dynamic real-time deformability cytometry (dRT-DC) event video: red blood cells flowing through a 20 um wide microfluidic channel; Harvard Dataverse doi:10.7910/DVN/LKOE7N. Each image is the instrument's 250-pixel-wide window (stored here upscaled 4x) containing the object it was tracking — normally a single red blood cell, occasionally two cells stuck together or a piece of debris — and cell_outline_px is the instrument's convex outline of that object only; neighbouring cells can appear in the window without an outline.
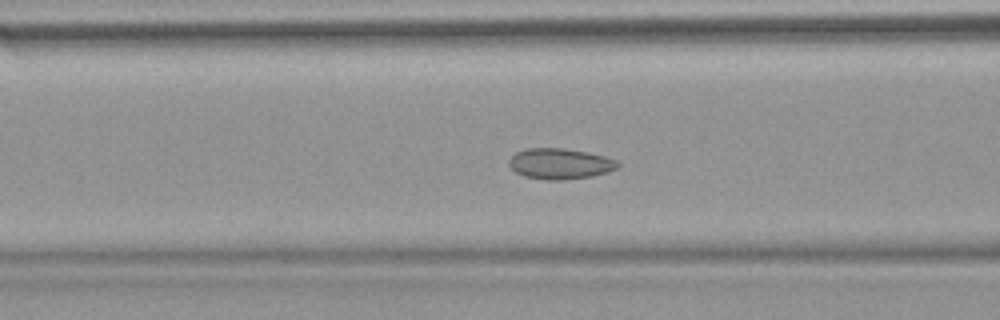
{"species": "common noctule bat (a hibernating species)", "species_latin": "Nyctalus noctula", "temperature_condition": "warm", "stored_images_in_passage": 54, "camera_frame_rate_fps": 3000, "um_per_image_px": 0.085, "animal": {"sex": "female", "body_mass_g": 18.4}, "frame": {"image": 1, "passage_image": 22, "time_ms": 7.0, "image_size_px": [1000, 320], "cell_outline_px": [[620, 164], [616, 168], [608, 172], [592, 176], [560, 180], [548, 180], [524, 176], [516, 172], [508, 164], [508, 160], [516, 152], [524, 148], [564, 148], [588, 152], [604, 156], [616, 160]], "centroid_in_image_um": [47.58, 13.91], "position_along_channel_um": 119.0, "area_um2": 19.48}}
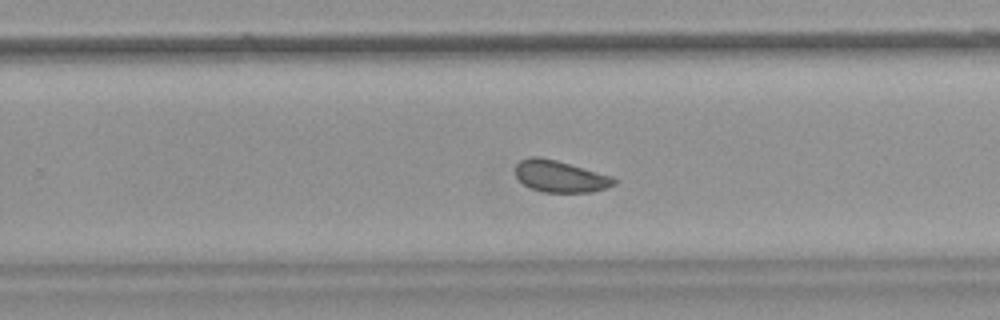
{"frame": {"image": 2, "passage_image": 35, "time_ms": 11.333, "image_size_px": [1000, 320], "cell_outline_px": [[616, 184], [608, 188], [592, 192], [544, 192], [532, 188], [524, 184], [516, 176], [516, 164], [520, 160], [532, 156], [540, 156], [556, 160], [612, 176], [616, 180]], "centroid_in_image_um": [47.63, 14.99], "position_along_channel_um": 282.2, "area_um2": 18.15}}
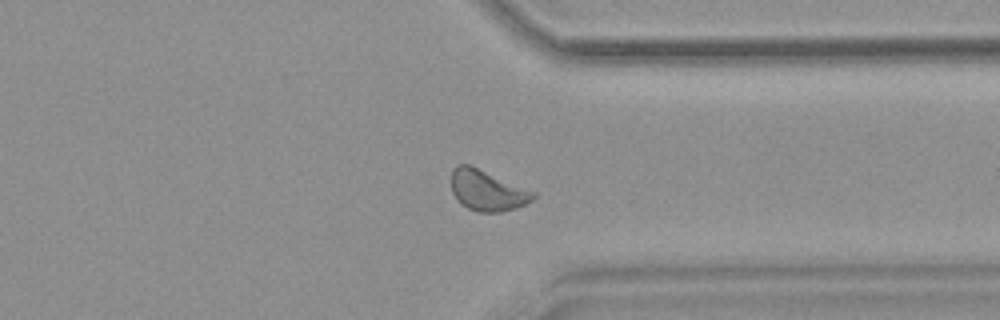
{"frame": {"image": 3, "passage_image": 42, "time_ms": 13.667, "image_size_px": [1000, 320], "cell_outline_px": [[536, 196], [532, 200], [516, 208], [500, 212], [480, 212], [468, 208], [460, 204], [456, 200], [452, 192], [452, 168], [456, 164], [468, 164], [536, 192]], "centroid_in_image_um": [41.39, 16.19], "position_along_channel_um": 370.0, "area_um2": 19.36}, "authors_computed_cell_mechanics": {"area_um2": 19.3919, "velocity_mm_per_s": 3.7869, "shape_relaxation_time_tau1_ms": null, "shape_relaxation_time_tau2_ms": 3.8465, "deformation_change_tau1": null, "deformation_change_tau2": 0.0736}}